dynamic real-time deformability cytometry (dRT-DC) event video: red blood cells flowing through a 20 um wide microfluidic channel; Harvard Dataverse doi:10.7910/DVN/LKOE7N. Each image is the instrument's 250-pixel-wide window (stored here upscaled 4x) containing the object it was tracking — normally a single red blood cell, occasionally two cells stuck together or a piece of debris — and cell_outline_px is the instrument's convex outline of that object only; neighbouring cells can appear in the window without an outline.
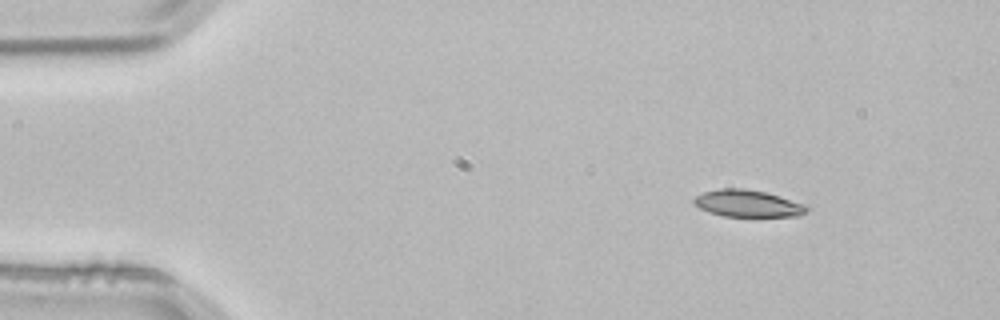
{"species": "common noctule bat (a hibernating species)", "species_latin": "Nyctalus noctula", "temperature_condition": "room temperature", "stored_images_in_passage": 4, "camera_frame_rate_fps": 3000, "um_per_image_px": 0.085, "animal": {"sex": "male", "body_mass_g": 21.5, "forearm_length_mm": 52.0}, "frame": {"image": 1, "passage_image": 1, "time_ms": 0.0, "image_size_px": [1000, 320], "cell_outline_px": [[812, 208], [808, 212], [800, 216], [724, 216], [708, 212], [700, 208], [692, 200], [696, 196], [704, 192], [720, 188], [744, 188], [764, 192], [808, 204]], "centroid_in_image_um": [63.63, 17.3], "position_along_channel_um": 21.4, "area_um2": 17.86}}
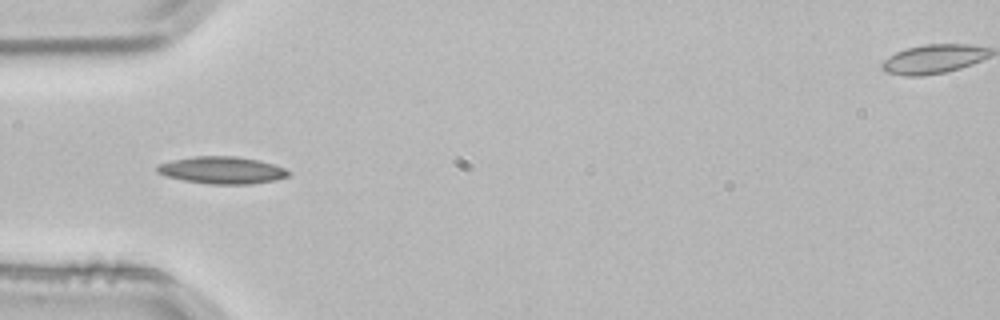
{"frame": {"image": 2, "passage_image": 3, "time_ms": 0.667, "image_size_px": [1000, 320], "cell_outline_px": [[292, 172], [288, 176], [276, 180], [248, 184], [208, 184], [184, 180], [164, 176], [156, 172], [156, 164], [172, 160], [192, 156], [236, 156], [260, 160], [284, 168]], "centroid_in_image_um": [18.84, 14.46], "position_along_channel_um": 66.2, "area_um2": 20.98}}